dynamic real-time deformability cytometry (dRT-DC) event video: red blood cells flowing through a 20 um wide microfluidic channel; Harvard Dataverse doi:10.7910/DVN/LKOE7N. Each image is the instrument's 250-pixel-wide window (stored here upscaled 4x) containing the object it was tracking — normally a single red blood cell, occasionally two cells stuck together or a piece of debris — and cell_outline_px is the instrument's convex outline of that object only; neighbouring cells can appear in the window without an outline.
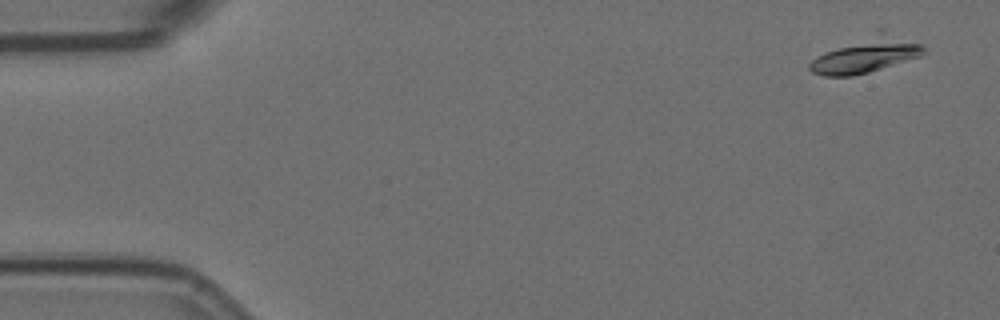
{"species": "Egyptian fruit bat (a non-hibernating species)", "species_latin": "Rousettus aegyptiacus", "temperature_condition": "room temperature", "stored_images_in_passage": 4, "camera_frame_rate_fps": 3000, "um_per_image_px": 0.085, "animal": {"sex": "female"}, "frame": {"image": 1, "passage_image": 1, "time_ms": 0.0, "image_size_px": [1000, 320], "cell_outline_px": [[928, 52], [920, 56], [868, 72], [852, 76], [824, 76], [812, 72], [808, 68], [808, 64], [816, 56], [824, 52], [876, 28], [884, 28], [920, 44], [928, 48]], "centroid_in_image_um": [73.64, 4.6], "position_along_channel_um": 11.4, "area_um2": 24.28}}
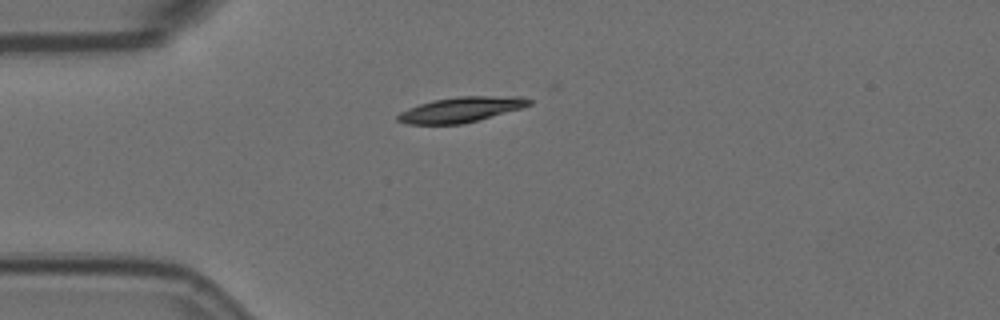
{"frame": {"image": 2, "passage_image": 4, "time_ms": 1.0, "image_size_px": [1000, 320], "cell_outline_px": [[532, 104], [520, 108], [476, 120], [460, 124], [404, 124], [396, 120], [396, 116], [400, 112], [408, 108], [420, 104], [436, 100], [460, 96], [520, 96], [532, 100]], "centroid_in_image_um": [39.15, 9.31], "position_along_channel_um": 45.9, "area_um2": 19.02}}